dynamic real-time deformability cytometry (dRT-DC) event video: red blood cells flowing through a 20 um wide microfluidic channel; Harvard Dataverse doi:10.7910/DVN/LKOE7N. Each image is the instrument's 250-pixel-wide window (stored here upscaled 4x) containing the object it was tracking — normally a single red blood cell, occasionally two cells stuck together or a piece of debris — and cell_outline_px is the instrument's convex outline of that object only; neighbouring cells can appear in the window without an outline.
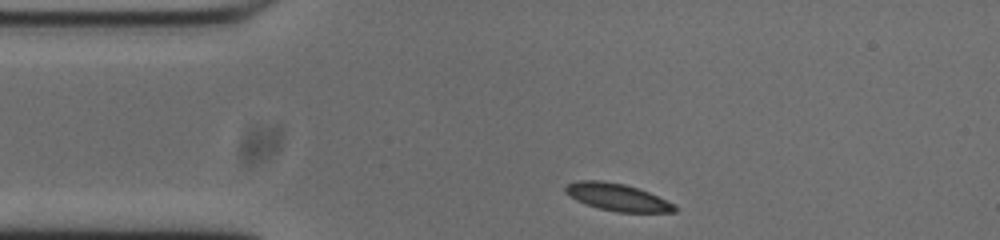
{"species": "common noctule bat (a hibernating species)", "species_latin": "Nyctalus noctula", "temperature_condition": "cold", "stored_images_in_passage": 45, "camera_frame_rate_fps": 3000, "um_per_image_px": 0.085, "animal": {"sex": "male", "body_mass_g": 20.0, "forearm_length_mm": 53.3}, "frame": {"image": 1, "passage_image": 1, "time_ms": 0.0, "image_size_px": [1000, 240], "cell_outline_px": [[676, 212], [616, 212], [584, 204], [576, 200], [564, 192], [564, 188], [568, 184], [580, 180], [600, 180], [624, 184], [648, 192], [676, 204]], "centroid_in_image_um": [52.47, 16.76], "position_along_channel_um": 32.5, "area_um2": 17.28}}
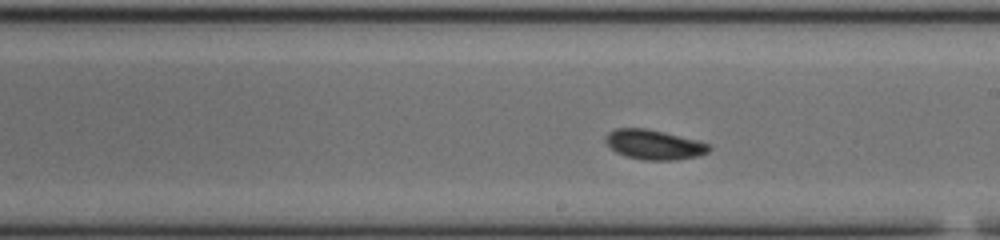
{"frame": {"image": 2, "passage_image": 20, "time_ms": 6.333, "image_size_px": [1000, 240], "cell_outline_px": [[712, 148], [708, 152], [700, 156], [676, 160], [644, 160], [624, 156], [616, 152], [604, 140], [604, 136], [608, 132], [616, 128], [644, 128], [664, 132], [696, 140], [708, 144]], "centroid_in_image_um": [55.58, 12.3], "position_along_channel_um": 233.4, "area_um2": 17.98}}
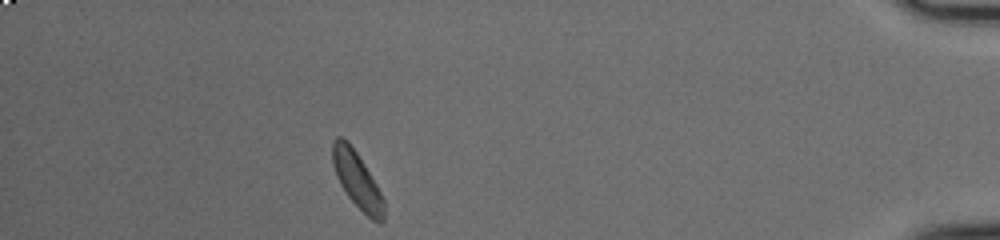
{"frame": {"image": 3, "passage_image": 39, "time_ms": 12.667, "image_size_px": [1000, 240], "cell_outline_px": [[384, 220], [380, 224], [372, 220], [348, 196], [340, 184], [336, 176], [332, 164], [332, 140], [336, 136], [340, 136], [348, 140], [364, 164], [376, 184], [384, 200]], "centroid_in_image_um": [30.33, 15.27], "position_along_channel_um": 404.9, "area_um2": 16.76}, "authors_computed_cell_mechanics": {"area_um2": 17.2822, "velocity_mm_per_s": 3.6728, "shape_relaxation_time_tau1_ms": 2.5956, "shape_relaxation_time_tau2_ms": null, "deformation_change_tau1": 0.0934, "deformation_change_tau2": null}}